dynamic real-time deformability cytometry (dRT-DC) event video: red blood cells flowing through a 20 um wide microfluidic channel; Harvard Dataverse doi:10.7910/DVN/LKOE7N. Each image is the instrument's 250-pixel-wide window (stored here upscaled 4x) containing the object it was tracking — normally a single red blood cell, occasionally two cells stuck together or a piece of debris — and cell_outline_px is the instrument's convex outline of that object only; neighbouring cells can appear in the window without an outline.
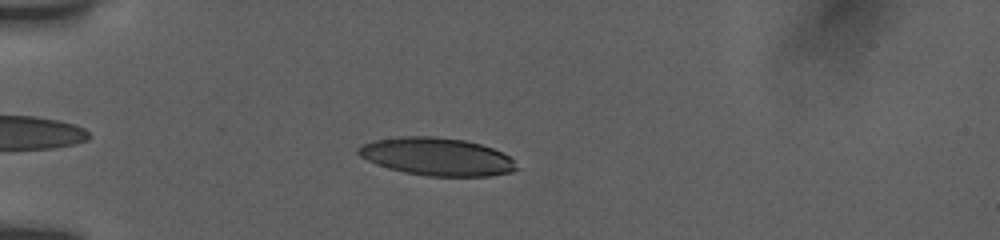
{"species": "human", "species_latin": "Homo sapiens", "temperature_condition": "room temperature", "stored_images_in_passage": 12, "camera_frame_rate_fps": 3000, "um_per_image_px": 0.085, "donor": {"sex": "female"}, "frame": {"image": 1, "passage_image": 4, "time_ms": 1.667, "image_size_px": [1000, 240], "cell_outline_px": [[520, 168], [512, 172], [488, 176], [428, 176], [404, 172], [388, 168], [376, 164], [360, 156], [356, 152], [356, 148], [360, 144], [372, 140], [400, 136], [432, 136], [464, 140], [480, 144], [492, 148], [508, 156]], "centroid_in_image_um": [37.09, 13.31], "position_along_channel_um": 47.9, "area_um2": 34.97}}
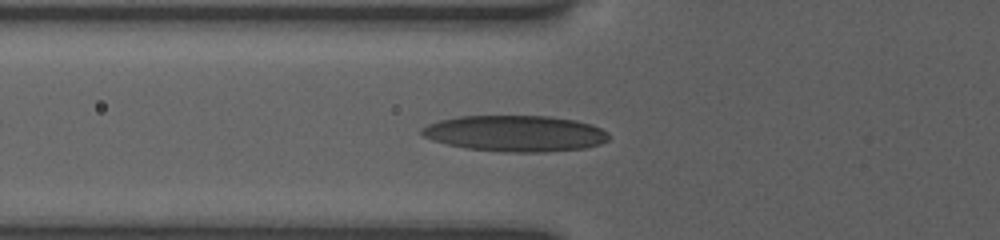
{"frame": {"image": 2, "passage_image": 9, "time_ms": 3.333, "image_size_px": [1000, 240], "cell_outline_px": [[608, 140], [600, 144], [584, 148], [544, 152], [508, 152], [468, 148], [448, 144], [432, 140], [424, 136], [420, 132], [420, 128], [428, 124], [440, 120], [460, 116], [548, 116], [576, 120], [592, 124], [608, 132]], "centroid_in_image_um": [43.81, 11.34], "position_along_channel_um": 82.0, "area_um2": 39.25}}